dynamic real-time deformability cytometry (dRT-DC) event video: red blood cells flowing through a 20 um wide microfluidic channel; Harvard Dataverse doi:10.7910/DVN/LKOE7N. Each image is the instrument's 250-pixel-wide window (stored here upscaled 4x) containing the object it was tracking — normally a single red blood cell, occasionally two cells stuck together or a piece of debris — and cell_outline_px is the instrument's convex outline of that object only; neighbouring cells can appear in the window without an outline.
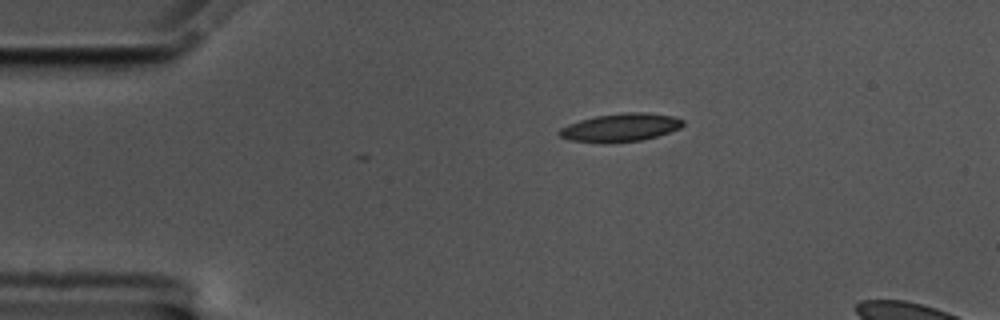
{"species": "common noctule bat (a hibernating species)", "species_latin": "Nyctalus noctula", "temperature_condition": "cold", "stored_images_in_passage": 45, "camera_frame_rate_fps": 3000, "um_per_image_px": 0.085, "animal": {"sex": "male", "body_mass_g": 17.5, "forearm_length_mm": 52.3}, "frame": {"image": 1, "passage_image": 1, "time_ms": 0.0, "image_size_px": [1000, 320], "cell_outline_px": [[684, 124], [680, 128], [656, 136], [640, 140], [604, 144], [568, 140], [560, 136], [556, 132], [560, 128], [568, 124], [580, 120], [596, 116], [624, 112], [644, 112], [672, 116], [684, 120]], "centroid_in_image_um": [52.69, 10.85], "position_along_channel_um": 32.3, "area_um2": 20.4}}
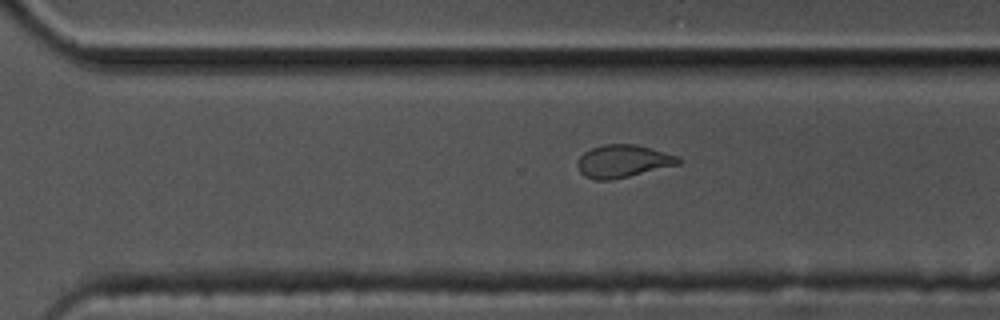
{"frame": {"image": 2, "passage_image": 29, "time_ms": 9.333, "image_size_px": [1000, 320], "cell_outline_px": [[684, 160], [680, 164], [612, 180], [596, 180], [584, 176], [580, 172], [576, 164], [580, 156], [584, 152], [592, 148], [604, 144], [636, 144], [652, 148], [680, 156]], "centroid_in_image_um": [52.99, 13.69], "position_along_channel_um": 317.6, "area_um2": 19.42}}
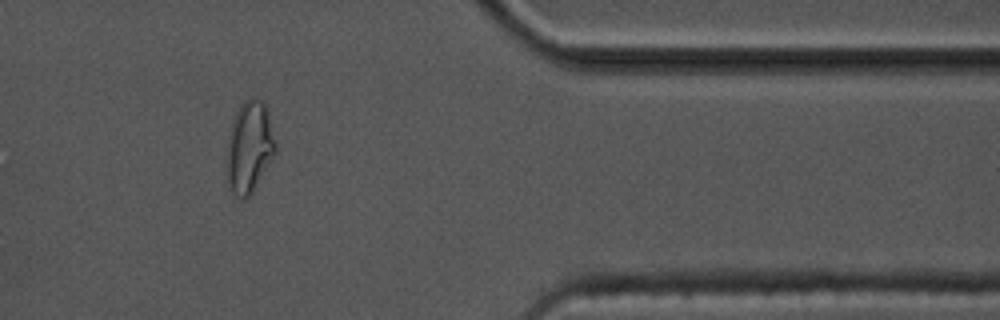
{"frame": {"image": 3, "passage_image": 37, "time_ms": 12.0, "image_size_px": [1000, 320], "cell_outline_px": [[276, 152], [252, 192], [244, 200], [236, 196], [232, 192], [228, 180], [228, 136], [232, 120], [240, 104], [244, 100], [260, 100], [264, 104], [268, 112], [276, 144]], "centroid_in_image_um": [21.2, 12.5], "position_along_channel_um": 390.2, "area_um2": 25.43}, "authors_computed_cell_mechanics": {"area_um2": 20.0566, "velocity_mm_per_s": 3.5275, "shape_relaxation_time_tau1_ms": 7.8872, "shape_relaxation_time_tau2_ms": 2.257, "deformation_change_tau1": 0.1794, "deformation_change_tau2": 0.0769}}